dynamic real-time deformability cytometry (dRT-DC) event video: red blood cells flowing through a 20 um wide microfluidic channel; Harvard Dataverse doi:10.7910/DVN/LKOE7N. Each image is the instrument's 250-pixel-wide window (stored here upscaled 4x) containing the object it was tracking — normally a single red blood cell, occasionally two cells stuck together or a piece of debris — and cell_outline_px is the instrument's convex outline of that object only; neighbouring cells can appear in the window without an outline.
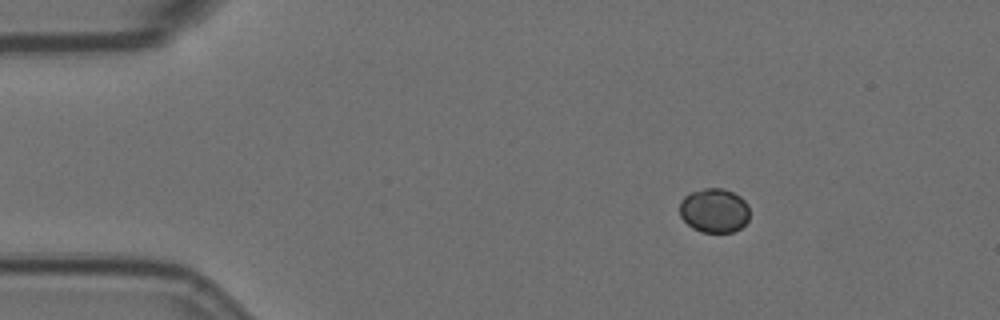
{"species": "Egyptian fruit bat (a non-hibernating species)", "species_latin": "Rousettus aegyptiacus", "temperature_condition": "room temperature", "stored_images_in_passage": 6, "camera_frame_rate_fps": 3000, "um_per_image_px": 0.085, "animal": {"sex": "female"}, "frame": {"image": 1, "passage_image": 2, "time_ms": 0.333, "image_size_px": [1000, 320], "cell_outline_px": [[748, 220], [740, 228], [732, 232], [700, 232], [692, 228], [680, 216], [680, 200], [684, 196], [692, 192], [704, 188], [724, 188], [740, 196], [748, 204]], "centroid_in_image_um": [60.7, 17.89], "position_along_channel_um": 24.3, "area_um2": 18.09}}
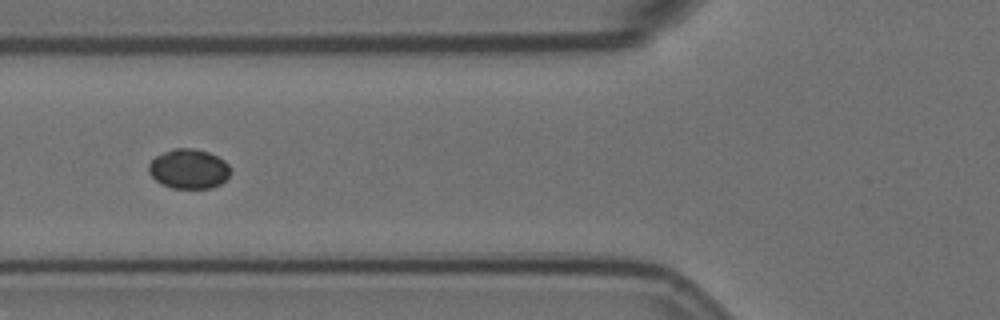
{"frame": {"image": 2, "passage_image": 5, "time_ms": 1.333, "image_size_px": [1000, 320], "cell_outline_px": [[232, 172], [220, 184], [212, 188], [172, 188], [160, 184], [148, 172], [148, 164], [156, 156], [172, 148], [192, 148], [208, 152], [224, 160], [228, 164]], "centroid_in_image_um": [16.04, 14.36], "position_along_channel_um": 109.8, "area_um2": 18.96}}
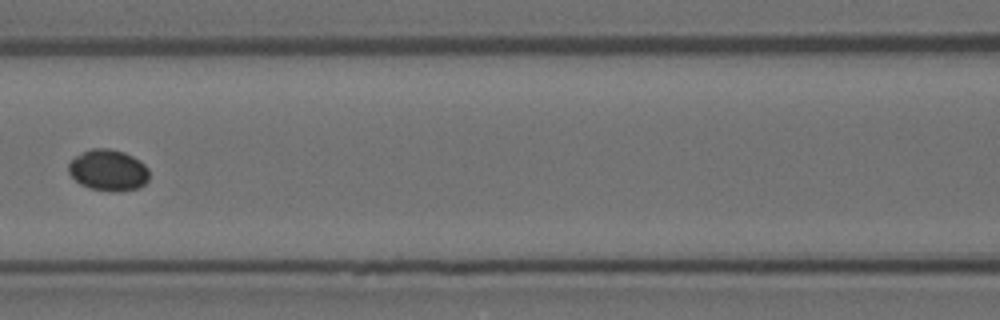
{"frame": {"image": 3, "passage_image": 6, "time_ms": 1.667, "image_size_px": [1000, 320], "cell_outline_px": [[148, 180], [140, 188], [112, 192], [88, 188], [80, 184], [68, 172], [68, 164], [76, 156], [92, 148], [108, 148], [124, 152], [140, 160], [148, 168]], "centroid_in_image_um": [9.21, 14.48], "position_along_channel_um": 157.4, "area_um2": 19.42}}